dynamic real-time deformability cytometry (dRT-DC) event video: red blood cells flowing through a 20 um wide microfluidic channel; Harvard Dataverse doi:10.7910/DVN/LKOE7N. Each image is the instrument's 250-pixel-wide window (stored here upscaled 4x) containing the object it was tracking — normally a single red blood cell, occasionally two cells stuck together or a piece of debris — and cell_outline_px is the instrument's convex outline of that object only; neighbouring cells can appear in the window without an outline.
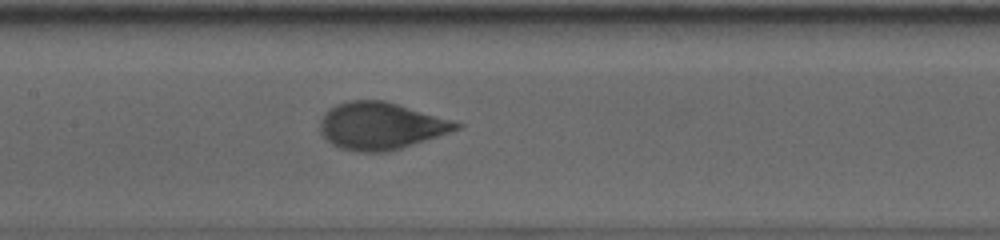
{"species": "human", "species_latin": "Homo sapiens", "temperature_condition": "cold", "stored_images_in_passage": 43, "camera_frame_rate_fps": 3000, "um_per_image_px": 0.085, "donor": {"sex": "male"}, "frame": {"image": 1, "passage_image": 13, "time_ms": 4.0, "image_size_px": [1000, 240], "cell_outline_px": [[452, 124], [448, 128], [424, 136], [396, 144], [348, 144], [332, 136], [332, 116], [340, 108], [356, 104], [384, 104]], "centroid_in_image_um": [32.43, 10.61], "position_along_channel_um": 175.0, "area_um2": 25.2}}
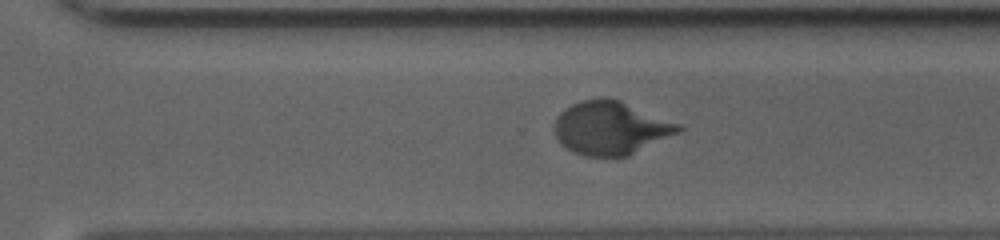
{"frame": {"image": 2, "passage_image": 25, "time_ms": 8.0, "image_size_px": [1000, 240], "cell_outline_px": [[676, 128], [628, 152], [588, 152], [576, 148], [568, 144], [564, 116], [572, 108], [580, 104], [600, 100], [612, 100]], "centroid_in_image_um": [51.9, 10.83], "position_along_channel_um": 318.7, "area_um2": 28.96}}
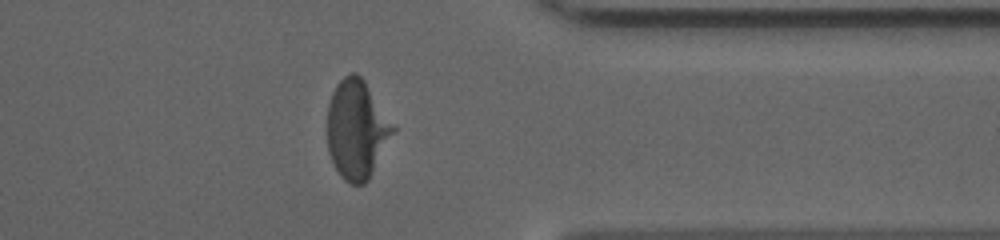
{"frame": {"image": 3, "passage_image": 31, "time_ms": 10.0, "image_size_px": [1000, 240], "cell_outline_px": [[372, 140], [368, 172], [364, 180], [352, 180], [336, 164], [332, 152], [332, 140], [336, 92], [340, 84], [348, 76], [356, 76], [360, 80], [364, 88], [368, 104], [372, 136]], "centroid_in_image_um": [29.92, 11.01], "position_along_channel_um": 381.5, "area_um2": 23.81}}